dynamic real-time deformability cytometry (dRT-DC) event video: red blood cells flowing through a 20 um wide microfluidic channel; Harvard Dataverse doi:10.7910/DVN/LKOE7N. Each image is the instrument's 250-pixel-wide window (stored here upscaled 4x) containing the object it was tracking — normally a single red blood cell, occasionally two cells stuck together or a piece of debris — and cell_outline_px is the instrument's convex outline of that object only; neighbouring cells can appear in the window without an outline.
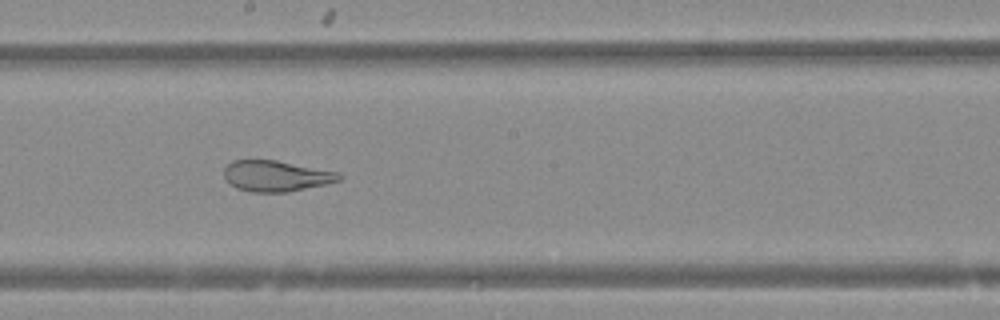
{"species": "Egyptian fruit bat (a non-hibernating species)", "species_latin": "Rousettus aegyptiacus", "temperature_condition": "warm", "stored_images_in_passage": 42, "camera_frame_rate_fps": 3000, "um_per_image_px": 0.085, "animal": {"sex": "female"}, "frame": {"image": 1, "passage_image": 20, "time_ms": 6.333, "image_size_px": [1000, 320], "cell_outline_px": [[340, 180], [324, 184], [288, 192], [252, 192], [236, 188], [224, 176], [224, 168], [232, 160], [276, 160], [340, 172]], "centroid_in_image_um": [23.46, 14.95], "position_along_channel_um": 224.7, "area_um2": 20.52}}
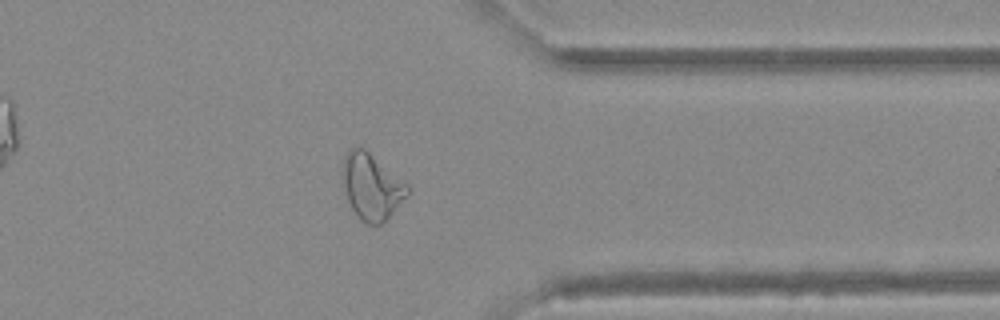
{"frame": {"image": 2, "passage_image": 32, "time_ms": 10.333, "image_size_px": [1000, 320], "cell_outline_px": [[408, 192], [392, 212], [380, 224], [368, 224], [360, 220], [356, 216], [344, 192], [340, 168], [344, 156], [352, 148], [364, 148], [408, 184]], "centroid_in_image_um": [31.52, 15.84], "position_along_channel_um": 379.9, "area_um2": 24.62}}
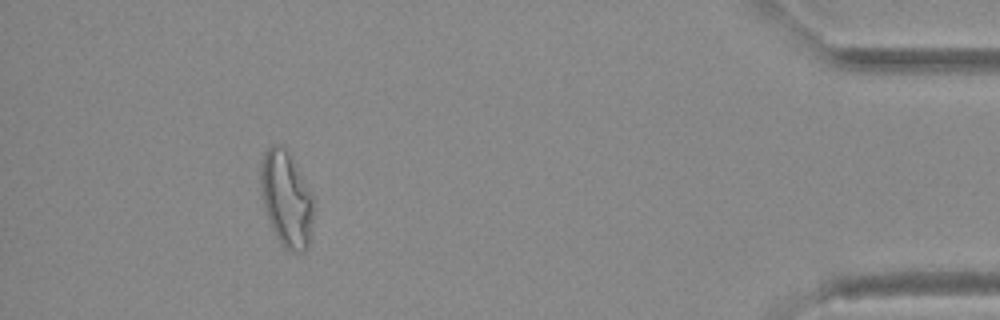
{"frame": {"image": 3, "passage_image": 38, "time_ms": 12.333, "image_size_px": [1000, 320], "cell_outline_px": [[312, 220], [308, 244], [304, 252], [292, 252], [284, 248], [280, 244], [272, 228], [264, 204], [260, 184], [260, 168], [264, 152], [272, 144], [276, 144], [284, 148], [292, 156], [312, 196]], "centroid_in_image_um": [24.32, 16.9], "position_along_channel_um": 410.9, "area_um2": 29.02}}